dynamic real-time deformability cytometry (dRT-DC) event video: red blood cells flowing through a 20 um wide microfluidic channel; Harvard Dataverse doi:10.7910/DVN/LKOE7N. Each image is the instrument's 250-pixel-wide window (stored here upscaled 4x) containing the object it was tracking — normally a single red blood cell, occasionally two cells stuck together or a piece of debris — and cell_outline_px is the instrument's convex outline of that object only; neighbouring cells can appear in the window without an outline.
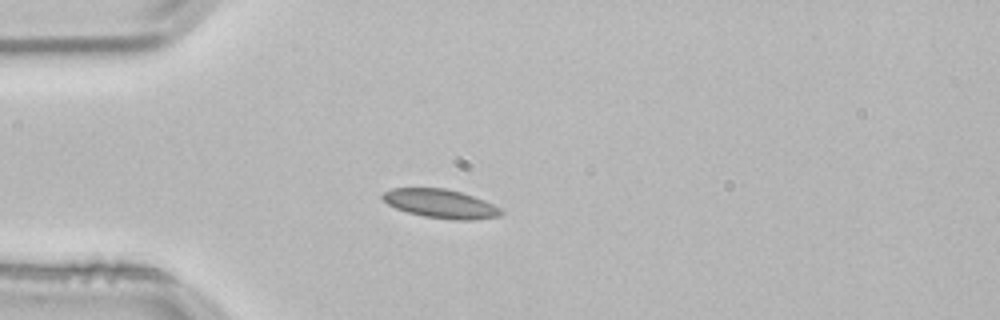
{"species": "common noctule bat (a hibernating species)", "species_latin": "Nyctalus noctula", "temperature_condition": "room temperature", "stored_images_in_passage": 40, "camera_frame_rate_fps": 3000, "um_per_image_px": 0.085, "animal": {"sex": "male", "body_mass_g": 21.5, "forearm_length_mm": 52.0}, "frame": {"image": 1, "passage_image": 1, "time_ms": 0.0, "image_size_px": [1000, 320], "cell_outline_px": [[504, 212], [500, 216], [472, 220], [456, 220], [424, 216], [408, 212], [396, 208], [388, 204], [380, 196], [384, 192], [392, 188], [444, 188], [460, 192], [484, 200], [500, 208]], "centroid_in_image_um": [37.45, 17.31], "position_along_channel_um": 47.5, "area_um2": 19.71}}
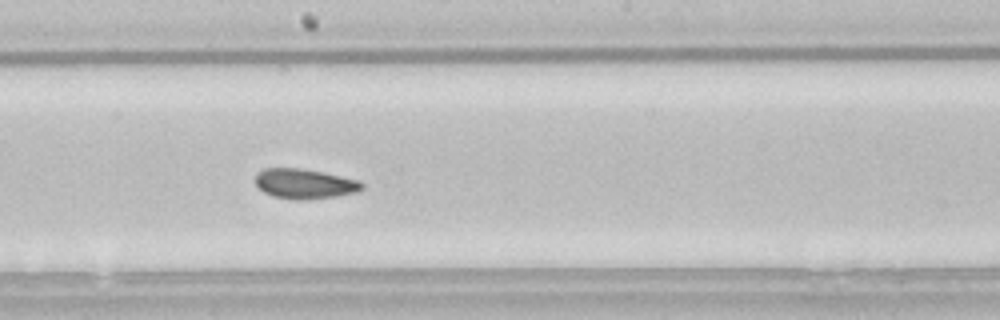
{"frame": {"image": 2, "passage_image": 16, "time_ms": 5.0, "image_size_px": [1000, 320], "cell_outline_px": [[364, 188], [356, 192], [336, 196], [296, 200], [272, 196], [264, 192], [256, 184], [256, 172], [264, 168], [300, 168], [324, 172], [360, 180], [364, 184]], "centroid_in_image_um": [25.9, 15.61], "position_along_channel_um": 222.3, "area_um2": 18.61}}
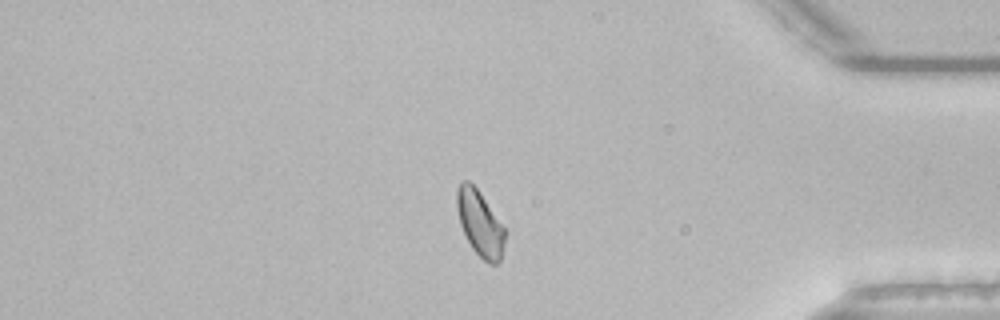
{"frame": {"image": 3, "passage_image": 32, "time_ms": 10.333, "image_size_px": [1000, 320], "cell_outline_px": [[504, 240], [500, 260], [496, 264], [488, 264], [472, 248], [460, 224], [456, 208], [456, 188], [464, 180], [468, 180], [476, 188], [504, 228]], "centroid_in_image_um": [40.75, 18.98], "position_along_channel_um": 394.4, "area_um2": 17.8}, "authors_computed_cell_mechanics": {"area_um2": 18.5249, "velocity_mm_per_s": 3.7876, "shape_relaxation_time_tau1_ms": 5.8459, "shape_relaxation_time_tau2_ms": 2.8625, "deformation_change_tau1": 0.1096, "deformation_change_tau2": 0.0783}}